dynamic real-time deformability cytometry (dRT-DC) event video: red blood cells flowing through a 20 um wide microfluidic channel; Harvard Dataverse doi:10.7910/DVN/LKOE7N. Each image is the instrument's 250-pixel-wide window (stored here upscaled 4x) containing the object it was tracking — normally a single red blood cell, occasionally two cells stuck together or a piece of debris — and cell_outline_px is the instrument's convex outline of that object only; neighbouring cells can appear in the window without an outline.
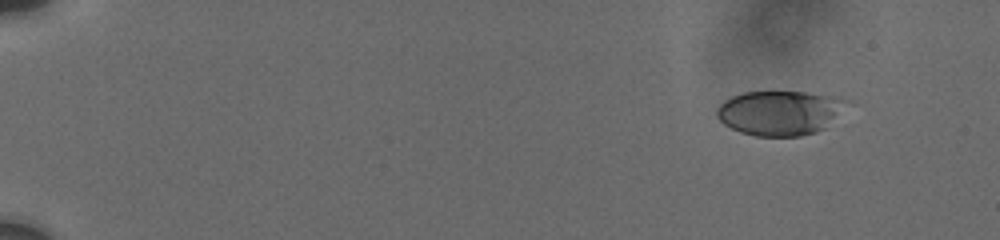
{"species": "human", "species_latin": "Homo sapiens", "temperature_condition": "cold", "stored_images_in_passage": 53, "camera_frame_rate_fps": 3000, "um_per_image_px": 0.085, "donor": {"sex": "male"}, "frame": {"image": 1, "passage_image": 1, "time_ms": 0.0, "image_size_px": [1000, 240], "cell_outline_px": [[852, 100], [828, 128], [816, 132], [800, 136], [756, 136], [740, 132], [724, 124], [716, 116], [716, 108], [724, 100], [732, 96], [744, 92], [804, 92], [840, 96]], "centroid_in_image_um": [66.36, 9.58], "position_along_channel_um": 18.6, "area_um2": 34.33}}
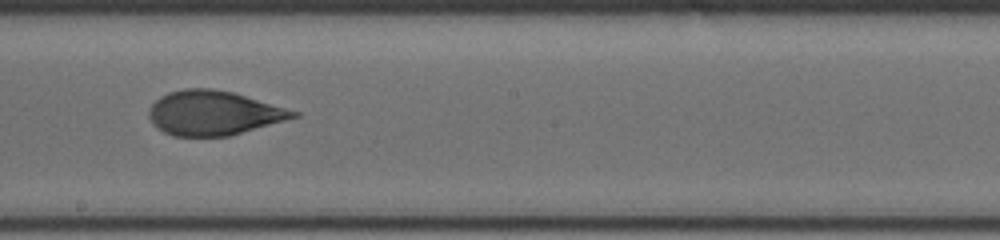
{"frame": {"image": 2, "passage_image": 31, "time_ms": 9.667, "image_size_px": [1000, 240], "cell_outline_px": [[300, 116], [228, 136], [172, 136], [156, 128], [152, 124], [148, 116], [148, 108], [160, 96], [168, 92], [184, 88], [212, 88], [232, 92], [300, 112]], "centroid_in_image_um": [18.1, 9.6], "position_along_channel_um": 230.1, "area_um2": 37.34}}
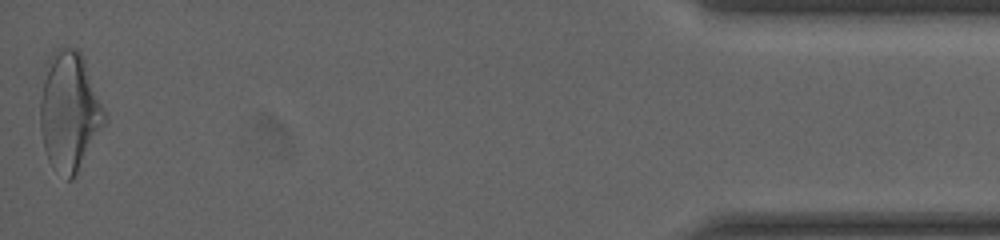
{"frame": {"image": 3, "passage_image": 53, "time_ms": 17.0, "image_size_px": [1000, 240], "cell_outline_px": [[108, 120], [72, 180], [68, 180], [52, 168], [48, 160], [44, 148], [40, 128], [40, 100], [44, 64], [52, 52], [56, 48], [76, 48], [80, 52], [84, 60], [108, 116]], "centroid_in_image_um": [5.89, 9.46], "position_along_channel_um": 429.3, "area_um2": 45.08}, "authors_computed_cell_mechanics": {"area_um2": 37.7434, "velocity_mm_per_s": 3.7484, "shape_relaxation_time_tau1_ms": 4.5515, "shape_relaxation_time_tau2_ms": 1.1837, "deformation_change_tau1": 0.1533, "deformation_change_tau2": 0.0705}}